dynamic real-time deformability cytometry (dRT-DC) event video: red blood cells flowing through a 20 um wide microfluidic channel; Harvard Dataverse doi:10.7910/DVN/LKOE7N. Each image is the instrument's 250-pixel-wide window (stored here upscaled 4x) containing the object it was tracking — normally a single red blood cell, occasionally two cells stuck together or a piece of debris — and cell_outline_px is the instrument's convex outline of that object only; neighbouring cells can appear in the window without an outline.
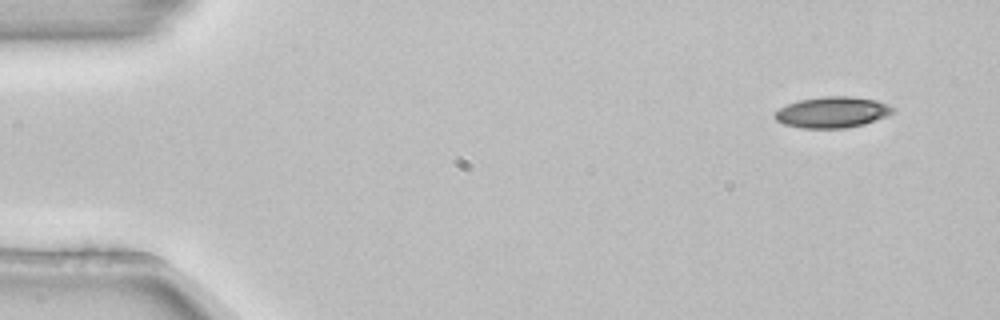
{"species": "common noctule bat (a hibernating species)", "species_latin": "Nyctalus noctula", "temperature_condition": "room temperature", "stored_images_in_passage": 5, "camera_frame_rate_fps": 3000, "um_per_image_px": 0.085, "animal": {"sex": "female", "body_mass_g": 22.7, "forearm_length_mm": 54.2}, "frame": {"image": 1, "passage_image": 1, "time_ms": 0.0, "image_size_px": [1000, 320], "cell_outline_px": [[896, 108], [888, 116], [864, 124], [844, 128], [800, 128], [784, 124], [776, 120], [772, 116], [780, 108], [788, 104], [800, 100], [820, 96], [852, 96], [876, 100], [888, 104]], "centroid_in_image_um": [70.76, 9.54], "position_along_channel_um": 14.2, "area_um2": 21.44}}